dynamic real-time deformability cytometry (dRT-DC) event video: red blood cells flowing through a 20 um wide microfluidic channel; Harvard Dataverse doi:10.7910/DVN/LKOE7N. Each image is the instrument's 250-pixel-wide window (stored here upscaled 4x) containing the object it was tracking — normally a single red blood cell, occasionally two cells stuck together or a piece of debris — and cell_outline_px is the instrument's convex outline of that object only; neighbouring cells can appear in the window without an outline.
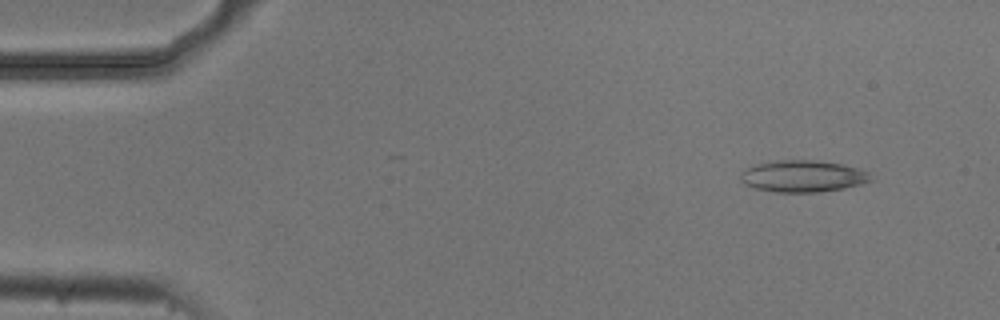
{"species": "common noctule bat (a hibernating species)", "species_latin": "Nyctalus noctula", "temperature_condition": "cold", "stored_images_in_passage": 5, "camera_frame_rate_fps": 3000, "um_per_image_px": 0.085, "animal": {"sex": "male", "body_mass_g": 20.5, "forearm_length_mm": 52.5}, "frame": {"image": 1, "passage_image": 2, "time_ms": 0.333, "image_size_px": [1000, 320], "cell_outline_px": [[872, 180], [860, 184], [844, 188], [816, 192], [776, 192], [756, 188], [744, 184], [740, 180], [740, 172], [756, 164], [776, 160], [816, 160], [844, 164], [868, 172]], "centroid_in_image_um": [68.22, 14.97], "position_along_channel_um": 16.8, "area_um2": 23.99}}